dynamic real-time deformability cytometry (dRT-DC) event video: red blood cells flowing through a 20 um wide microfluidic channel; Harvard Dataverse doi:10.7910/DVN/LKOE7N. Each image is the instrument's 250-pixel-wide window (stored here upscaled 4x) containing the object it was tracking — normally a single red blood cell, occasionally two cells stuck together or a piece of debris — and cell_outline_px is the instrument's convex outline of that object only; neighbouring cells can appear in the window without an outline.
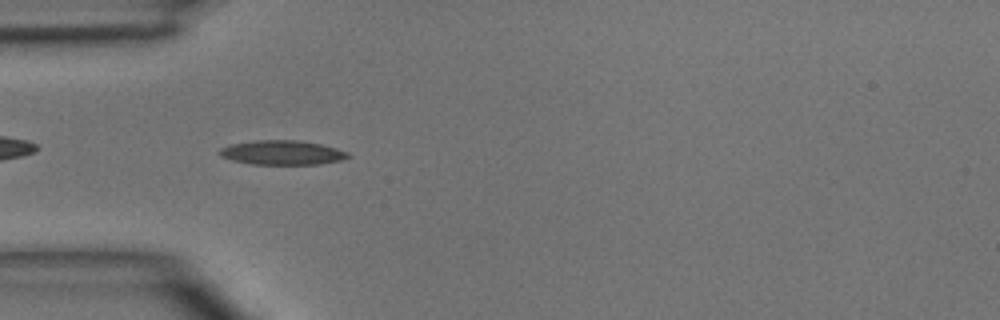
{"species": "common noctule bat (a hibernating species)", "species_latin": "Nyctalus noctula", "temperature_condition": "room temperature", "stored_images_in_passage": 6, "camera_frame_rate_fps": 3000, "um_per_image_px": 0.085, "animal": {"sex": "male", "body_mass_g": 15.6}, "frame": {"image": 1, "passage_image": 3, "time_ms": 2.333, "image_size_px": [1000, 320], "cell_outline_px": [[352, 156], [340, 160], [320, 164], [252, 164], [232, 160], [220, 156], [216, 152], [220, 148], [232, 144], [256, 140], [296, 140], [320, 144], [336, 148], [348, 152]], "centroid_in_image_um": [23.97, 12.97], "position_along_channel_um": 61.0, "area_um2": 18.21}}